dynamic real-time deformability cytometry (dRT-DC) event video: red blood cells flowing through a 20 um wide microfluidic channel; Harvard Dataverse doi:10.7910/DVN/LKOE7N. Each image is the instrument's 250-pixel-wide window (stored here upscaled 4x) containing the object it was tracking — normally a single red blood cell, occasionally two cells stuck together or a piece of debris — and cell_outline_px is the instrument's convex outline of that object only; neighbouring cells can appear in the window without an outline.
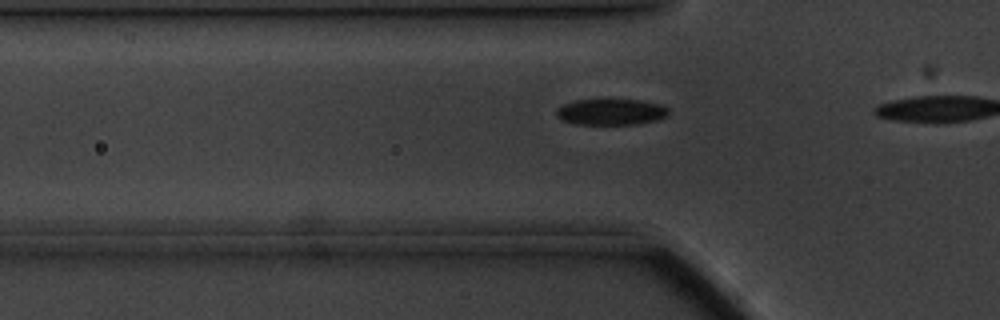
{"species": "common noctule bat (a hibernating species)", "species_latin": "Nyctalus noctula", "temperature_condition": "cold", "stored_images_in_passage": 6, "camera_frame_rate_fps": 3000, "um_per_image_px": 0.085, "animal": {"sex": "male", "body_mass_g": 20.1, "forearm_length_mm": 53.5}, "frame": {"image": 1, "passage_image": 4, "time_ms": 1.0, "image_size_px": [1000, 320], "cell_outline_px": [[668, 116], [656, 120], [636, 124], [576, 124], [560, 120], [556, 116], [556, 108], [564, 104], [576, 100], [640, 100], [660, 104], [668, 108]], "centroid_in_image_um": [51.91, 9.52], "position_along_channel_um": 73.9, "area_um2": 17.05}}